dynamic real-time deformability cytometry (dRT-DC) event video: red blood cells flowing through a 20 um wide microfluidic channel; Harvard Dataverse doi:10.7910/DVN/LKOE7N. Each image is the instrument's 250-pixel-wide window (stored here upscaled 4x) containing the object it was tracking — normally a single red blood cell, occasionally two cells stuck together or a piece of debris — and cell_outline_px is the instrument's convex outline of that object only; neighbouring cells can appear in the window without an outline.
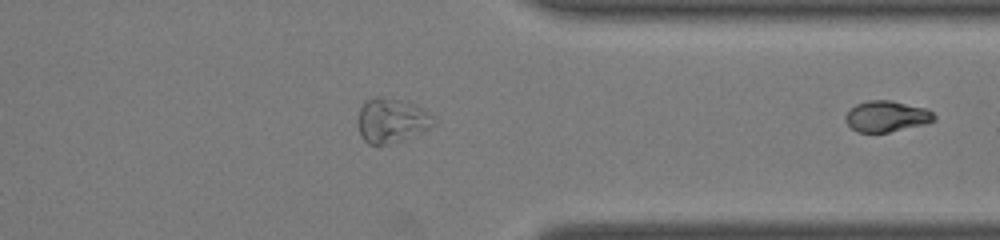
{"species": "common noctule bat (a hibernating species)", "species_latin": "Nyctalus noctula", "temperature_condition": "room temperature", "stored_images_in_passage": 35, "segment_of_instrument_passage": [2, 2], "camera_frame_rate_fps": 3000, "um_per_image_px": 0.085, "animal": {"sex": "male", "body_mass_g": 19.0, "forearm_length_mm": 50.8}, "frame": {"image": 1, "passage_image": 35, "time_ms": 11.333, "image_size_px": [1000, 240], "cell_outline_px": [[936, 120], [924, 124], [888, 132], [856, 132], [844, 120], [844, 116], [848, 108], [856, 104], [868, 100], [892, 100], [928, 108], [936, 116]], "centroid_in_image_um": [75.34, 9.87], "position_along_channel_um": 336.1, "area_um2": 16.24}}